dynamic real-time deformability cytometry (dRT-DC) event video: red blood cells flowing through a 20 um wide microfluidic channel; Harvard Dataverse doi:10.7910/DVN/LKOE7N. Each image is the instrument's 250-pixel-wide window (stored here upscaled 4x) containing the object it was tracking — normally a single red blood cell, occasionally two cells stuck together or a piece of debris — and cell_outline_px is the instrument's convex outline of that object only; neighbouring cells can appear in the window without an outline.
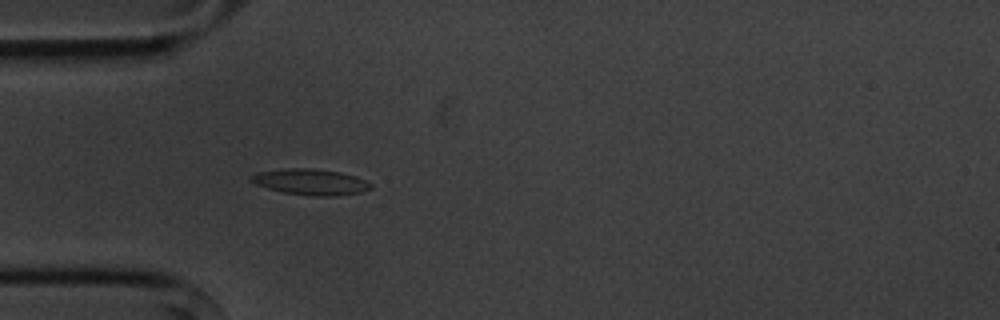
{"species": "common noctule bat (a hibernating species)", "species_latin": "Nyctalus noctula", "temperature_condition": "cold", "stored_images_in_passage": 4, "camera_frame_rate_fps": 3000, "um_per_image_px": 0.085, "animal": {"sex": "male", "body_mass_g": 20.1, "forearm_length_mm": 53.5}, "frame": {"image": 1, "passage_image": 4, "time_ms": 3.667, "image_size_px": [1000, 320], "cell_outline_px": [[372, 188], [360, 192], [336, 196], [312, 196], [284, 192], [268, 188], [256, 184], [248, 180], [248, 176], [256, 172], [288, 168], [312, 168], [340, 172], [356, 176], [372, 184]], "centroid_in_image_um": [26.37, 15.46], "position_along_channel_um": 58.6, "area_um2": 18.15}}